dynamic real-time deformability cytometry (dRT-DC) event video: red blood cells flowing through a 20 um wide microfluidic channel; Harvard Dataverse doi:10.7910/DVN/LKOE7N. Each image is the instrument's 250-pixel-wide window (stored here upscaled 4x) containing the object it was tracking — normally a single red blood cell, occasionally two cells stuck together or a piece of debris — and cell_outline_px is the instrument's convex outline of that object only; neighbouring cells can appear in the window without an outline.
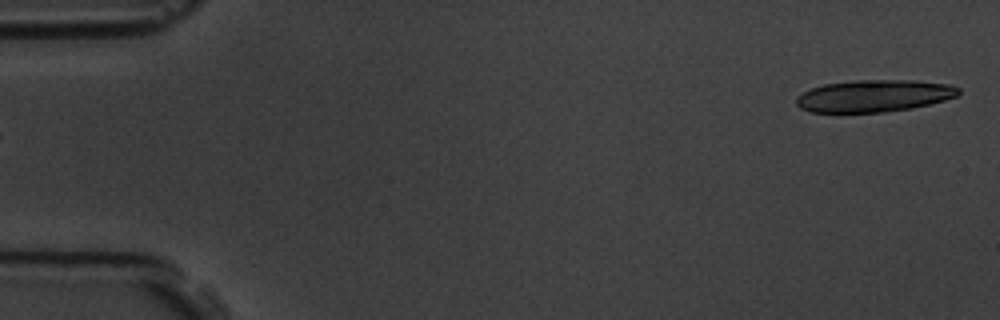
{"species": "common noctule bat (a hibernating species)", "species_latin": "Nyctalus noctula", "temperature_condition": "room temperature", "stored_images_in_passage": 2, "camera_frame_rate_fps": 3000, "um_per_image_px": 0.085, "animal": {"sex": "male", "body_mass_g": 19.5, "forearm_length_mm": 54.6}, "frame": {"image": 1, "passage_image": 2, "time_ms": 1.333, "image_size_px": [1000, 320], "cell_outline_px": [[960, 92], [956, 96], [944, 100], [912, 108], [884, 112], [812, 112], [800, 108], [796, 104], [796, 96], [812, 88], [824, 84], [856, 80], [916, 80], [948, 84], [960, 88]], "centroid_in_image_um": [74.29, 8.14], "position_along_channel_um": 10.7, "area_um2": 30.23}}